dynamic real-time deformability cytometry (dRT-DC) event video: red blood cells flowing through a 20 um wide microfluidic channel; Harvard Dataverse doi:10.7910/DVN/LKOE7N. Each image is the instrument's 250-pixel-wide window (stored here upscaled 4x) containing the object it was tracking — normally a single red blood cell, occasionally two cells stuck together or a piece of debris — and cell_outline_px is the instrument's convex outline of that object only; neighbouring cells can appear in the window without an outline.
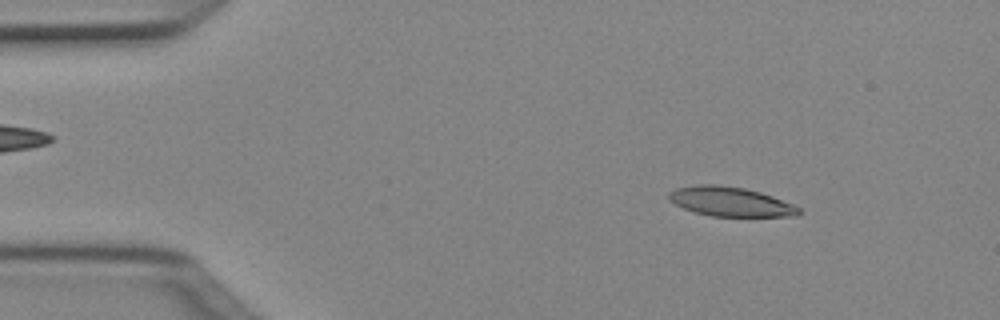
{"species": "Egyptian fruit bat (a non-hibernating species)", "species_latin": "Rousettus aegyptiacus", "temperature_condition": "cold", "stored_images_in_passage": 3, "camera_frame_rate_fps": 3000, "um_per_image_px": 0.085, "animal": {"sex": "female"}, "frame": {"image": 1, "passage_image": 1, "time_ms": 0.0, "image_size_px": [1000, 320], "cell_outline_px": [[800, 212], [796, 216], [712, 216], [696, 212], [684, 208], [668, 200], [668, 192], [676, 188], [696, 184], [716, 184], [744, 188], [760, 192], [772, 196], [792, 204], [800, 208]], "centroid_in_image_um": [62.05, 17.13], "position_along_channel_um": 22.9, "area_um2": 22.14}}